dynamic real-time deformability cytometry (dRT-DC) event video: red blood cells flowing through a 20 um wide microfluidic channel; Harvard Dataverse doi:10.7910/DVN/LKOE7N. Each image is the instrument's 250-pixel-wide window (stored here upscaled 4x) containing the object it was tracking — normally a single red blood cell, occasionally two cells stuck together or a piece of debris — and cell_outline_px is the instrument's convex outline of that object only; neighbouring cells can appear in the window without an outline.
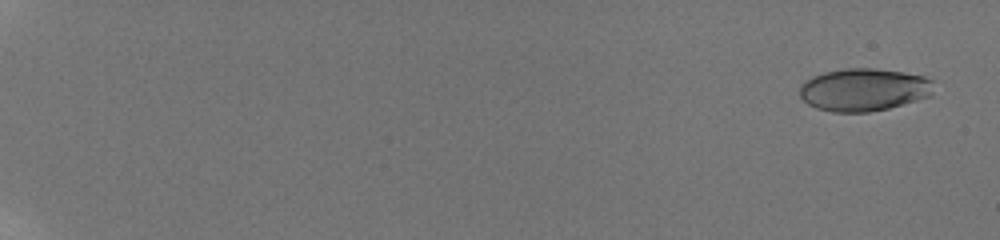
{"species": "human", "species_latin": "Homo sapiens", "temperature_condition": "room temperature", "stored_images_in_passage": 14, "camera_frame_rate_fps": 3000, "um_per_image_px": 0.085, "donor": {"sex": "male"}, "frame": {"image": 1, "passage_image": 1, "time_ms": 0.0, "image_size_px": [1000, 240], "cell_outline_px": [[932, 96], [888, 108], [868, 112], [832, 112], [816, 108], [808, 104], [800, 96], [800, 84], [804, 80], [812, 76], [824, 72], [844, 68], [876, 68], [924, 76], [932, 80]], "centroid_in_image_um": [73.39, 7.62], "position_along_channel_um": 11.6, "area_um2": 33.47}}
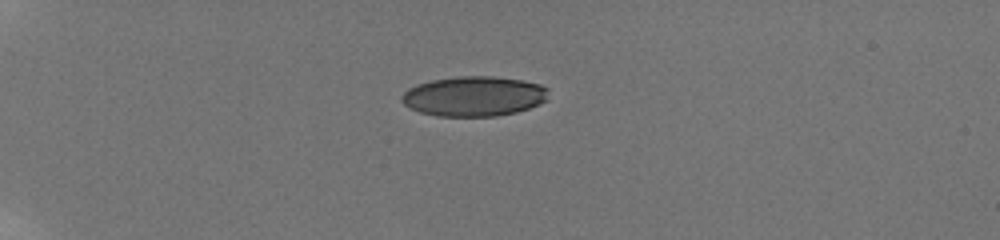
{"frame": {"image": 2, "passage_image": 7, "time_ms": 5.333, "image_size_px": [1000, 240], "cell_outline_px": [[548, 100], [540, 104], [516, 112], [496, 116], [436, 116], [420, 112], [404, 104], [400, 100], [400, 96], [408, 88], [416, 84], [432, 80], [456, 76], [492, 76], [520, 80], [540, 84], [548, 88]], "centroid_in_image_um": [40.28, 8.18], "position_along_channel_um": 44.7, "area_um2": 34.33}}
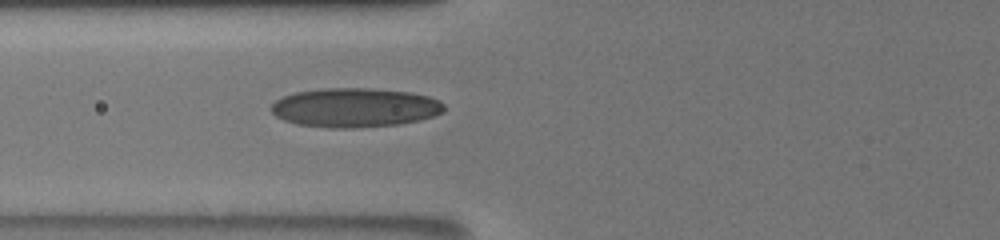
{"frame": {"image": 3, "passage_image": 14, "time_ms": 8.333, "image_size_px": [1000, 240], "cell_outline_px": [[444, 112], [420, 120], [400, 124], [352, 128], [328, 128], [296, 124], [284, 120], [276, 116], [268, 108], [276, 100], [284, 96], [296, 92], [324, 88], [372, 88], [408, 92], [428, 96], [440, 100], [444, 104]], "centroid_in_image_um": [30.15, 9.15], "position_along_channel_um": 95.6, "area_um2": 39.65}}